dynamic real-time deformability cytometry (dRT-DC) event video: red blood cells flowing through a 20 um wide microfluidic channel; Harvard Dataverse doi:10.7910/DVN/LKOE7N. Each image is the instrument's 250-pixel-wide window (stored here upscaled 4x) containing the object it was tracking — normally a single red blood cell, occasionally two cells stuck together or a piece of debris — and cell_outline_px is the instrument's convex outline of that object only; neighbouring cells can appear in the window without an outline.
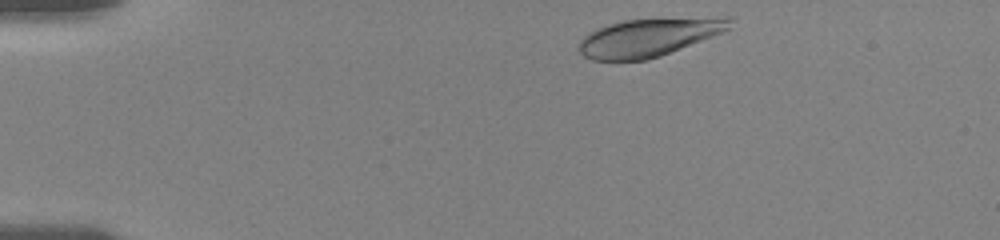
{"species": "human", "species_latin": "Homo sapiens", "temperature_condition": "room temperature", "stored_images_in_passage": 9, "camera_frame_rate_fps": 3000, "um_per_image_px": 0.085, "donor": {"sex": "female"}, "frame": {"image": 1, "passage_image": 1, "time_ms": 0.0, "image_size_px": [1000, 240], "cell_outline_px": [[732, 20], [728, 28], [724, 32], [660, 56], [648, 60], [592, 60], [584, 56], [576, 48], [580, 40], [588, 32], [596, 28], [608, 24], [624, 20], [728, 16], [732, 16]], "centroid_in_image_um": [55.13, 3.17], "position_along_channel_um": 29.9, "area_um2": 33.7}}